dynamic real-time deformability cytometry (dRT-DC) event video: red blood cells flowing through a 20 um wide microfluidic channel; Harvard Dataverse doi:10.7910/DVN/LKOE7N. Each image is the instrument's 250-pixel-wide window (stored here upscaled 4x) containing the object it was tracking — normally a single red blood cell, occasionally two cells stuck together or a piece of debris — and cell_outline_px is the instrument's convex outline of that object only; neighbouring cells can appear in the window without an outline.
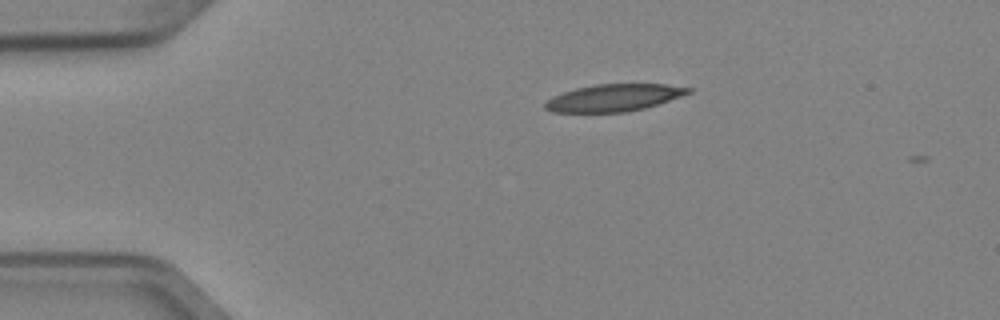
{"species": "Egyptian fruit bat (a non-hibernating species)", "species_latin": "Rousettus aegyptiacus", "temperature_condition": "cold", "stored_images_in_passage": 7, "camera_frame_rate_fps": 3000, "um_per_image_px": 0.085, "animal": {"sex": "female"}, "frame": {"image": 1, "passage_image": 1, "time_ms": 0.0, "image_size_px": [1000, 320], "cell_outline_px": [[692, 92], [644, 108], [624, 112], [552, 112], [544, 108], [544, 104], [552, 96], [576, 88], [596, 84], [668, 84], [692, 88]], "centroid_in_image_um": [52.16, 8.3], "position_along_channel_um": 32.8, "area_um2": 22.43}}